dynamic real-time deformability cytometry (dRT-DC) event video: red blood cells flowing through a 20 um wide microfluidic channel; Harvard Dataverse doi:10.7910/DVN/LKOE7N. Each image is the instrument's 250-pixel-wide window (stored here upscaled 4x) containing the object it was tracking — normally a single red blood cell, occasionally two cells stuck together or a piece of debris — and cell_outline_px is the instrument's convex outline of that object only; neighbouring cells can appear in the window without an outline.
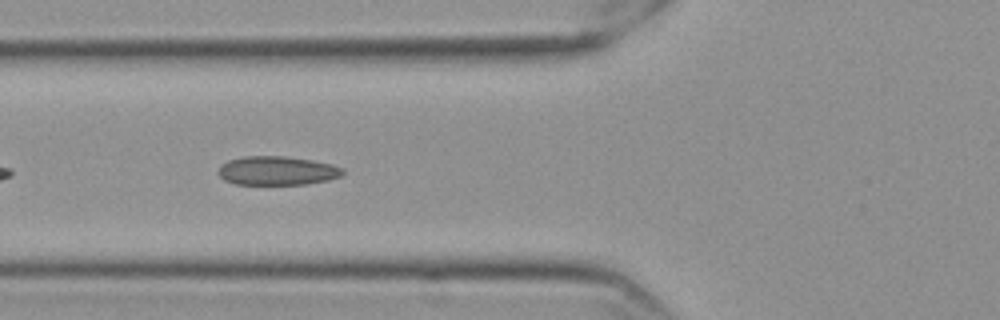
{"species": "Egyptian fruit bat (a non-hibernating species)", "species_latin": "Rousettus aegyptiacus", "temperature_condition": "cold", "stored_images_in_passage": 17, "camera_frame_rate_fps": 3000, "um_per_image_px": 0.085, "frame": {"image": 1, "passage_image": 6, "time_ms": 1.667, "image_size_px": [1000, 320], "cell_outline_px": [[344, 172], [340, 176], [328, 180], [304, 184], [236, 184], [224, 180], [216, 172], [220, 164], [228, 160], [244, 156], [284, 156], [312, 160], [332, 164], [344, 168]], "centroid_in_image_um": [23.52, 14.5], "position_along_channel_um": 102.3, "area_um2": 21.04}}
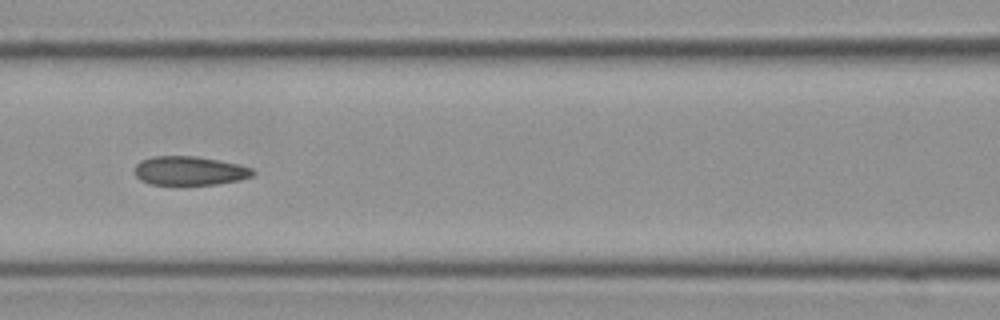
{"frame": {"image": 2, "passage_image": 10, "time_ms": 3.0, "image_size_px": [1000, 320], "cell_outline_px": [[256, 172], [252, 176], [236, 180], [216, 184], [152, 184], [140, 180], [136, 176], [136, 164], [140, 160], [152, 156], [196, 156], [236, 164], [252, 168]], "centroid_in_image_um": [16.08, 14.5], "position_along_channel_um": 150.5, "area_um2": 19.59}}